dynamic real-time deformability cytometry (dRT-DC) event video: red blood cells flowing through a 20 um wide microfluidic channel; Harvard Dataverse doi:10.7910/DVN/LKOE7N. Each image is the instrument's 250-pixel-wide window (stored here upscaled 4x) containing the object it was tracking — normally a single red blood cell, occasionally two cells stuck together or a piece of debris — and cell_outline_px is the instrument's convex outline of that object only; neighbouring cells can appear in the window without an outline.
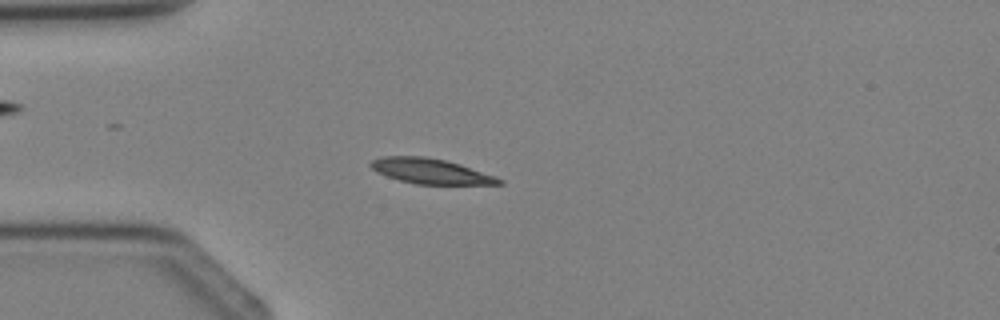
{"species": "Egyptian fruit bat (a non-hibernating species)", "species_latin": "Rousettus aegyptiacus", "temperature_condition": "cold", "stored_images_in_passage": 3, "camera_frame_rate_fps": 3000, "um_per_image_px": 0.085, "animal": {"sex": "female"}, "frame": {"image": 1, "passage_image": 3, "time_ms": 2.667, "image_size_px": [1000, 320], "cell_outline_px": [[504, 184], [416, 184], [400, 180], [376, 172], [368, 164], [372, 160], [384, 156], [424, 156], [444, 160], [460, 164], [496, 176], [504, 180]], "centroid_in_image_um": [36.61, 14.55], "position_along_channel_um": 48.4, "area_um2": 18.73}}